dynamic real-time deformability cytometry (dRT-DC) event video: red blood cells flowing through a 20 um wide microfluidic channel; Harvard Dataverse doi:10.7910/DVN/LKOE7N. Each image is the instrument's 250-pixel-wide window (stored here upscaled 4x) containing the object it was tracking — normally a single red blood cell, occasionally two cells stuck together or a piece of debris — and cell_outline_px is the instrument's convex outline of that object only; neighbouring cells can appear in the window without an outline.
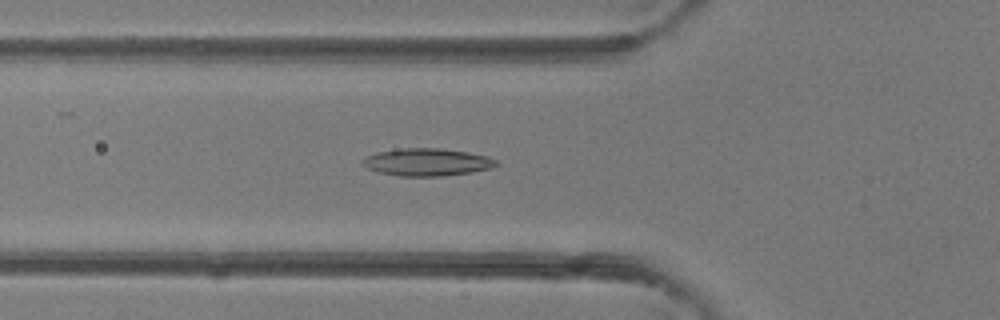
{"species": "common noctule bat (a hibernating species)", "species_latin": "Nyctalus noctula", "temperature_condition": "room temperature", "stored_images_in_passage": 33, "camera_frame_rate_fps": 3000, "um_per_image_px": 0.085, "animal": {"sex": "female"}, "frame": {"image": 1, "passage_image": 6, "time_ms": 1.667, "image_size_px": [1000, 320], "cell_outline_px": [[500, 164], [492, 168], [472, 172], [440, 176], [400, 176], [380, 172], [368, 168], [360, 164], [360, 160], [376, 152], [400, 148], [440, 148], [468, 152], [488, 156], [496, 160]], "centroid_in_image_um": [36.31, 13.77], "position_along_channel_um": 89.5, "area_um2": 21.5}}
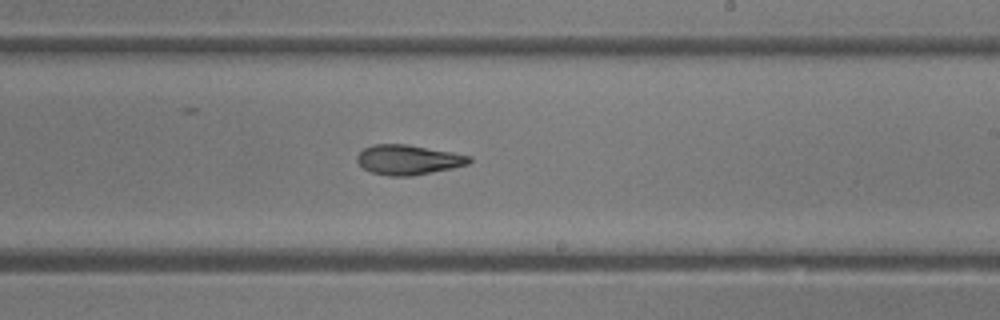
{"frame": {"image": 2, "passage_image": 16, "time_ms": 5.0, "image_size_px": [1000, 320], "cell_outline_px": [[472, 160], [468, 164], [452, 168], [412, 176], [388, 176], [372, 172], [364, 168], [356, 160], [356, 156], [364, 148], [372, 144], [408, 144], [452, 152], [472, 156]], "centroid_in_image_um": [34.7, 13.57], "position_along_channel_um": 254.3, "area_um2": 19.54}}
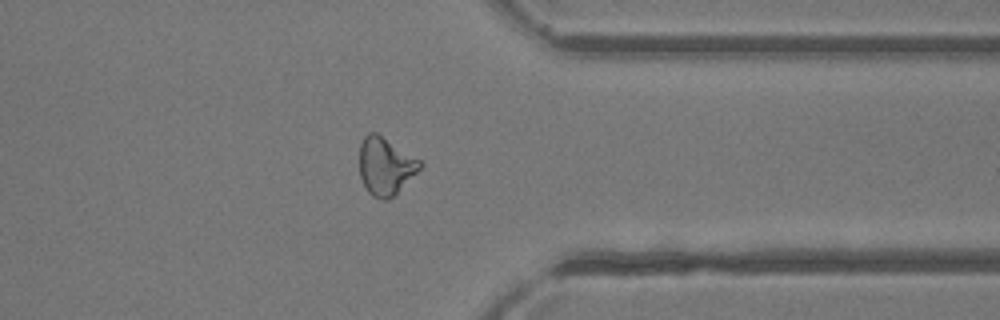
{"frame": {"image": 3, "passage_image": 24, "time_ms": 7.667, "image_size_px": [1000, 320], "cell_outline_px": [[424, 164], [388, 200], [380, 200], [372, 196], [368, 192], [360, 176], [360, 144], [364, 136], [368, 132], [376, 132], [420, 160]], "centroid_in_image_um": [32.73, 14.11], "position_along_channel_um": 378.7, "area_um2": 19.94}}